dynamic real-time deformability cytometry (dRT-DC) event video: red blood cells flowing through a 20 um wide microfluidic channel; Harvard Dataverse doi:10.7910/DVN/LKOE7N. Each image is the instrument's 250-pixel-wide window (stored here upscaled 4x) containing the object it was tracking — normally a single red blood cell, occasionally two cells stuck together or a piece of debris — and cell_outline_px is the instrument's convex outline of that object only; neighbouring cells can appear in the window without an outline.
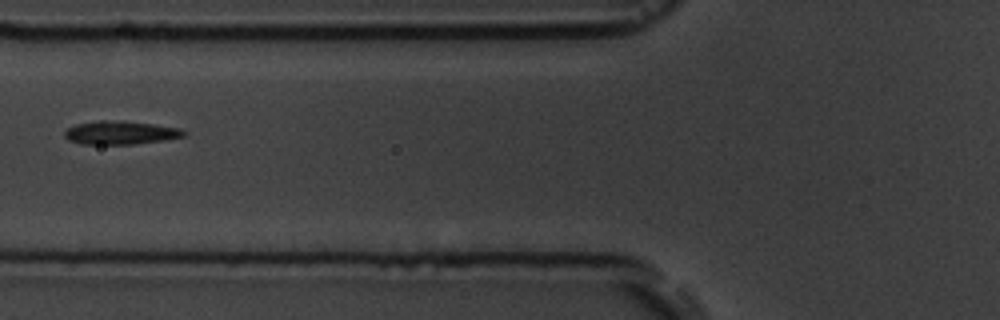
{"species": "common noctule bat (a hibernating species)", "species_latin": "Nyctalus noctula", "temperature_condition": "room temperature", "stored_images_in_passage": 4, "camera_frame_rate_fps": 3000, "um_per_image_px": 0.085, "animal": {"sex": "male", "body_mass_g": 19.5, "forearm_length_mm": 54.6}, "frame": {"image": 1, "passage_image": 3, "time_ms": 2.333, "image_size_px": [1000, 320], "cell_outline_px": [[188, 132], [184, 136], [164, 140], [132, 144], [80, 144], [68, 140], [64, 136], [64, 132], [68, 128], [76, 124], [100, 120], [124, 120], [180, 128]], "centroid_in_image_um": [10.23, 11.27], "position_along_channel_um": 115.6, "area_um2": 16.36}}
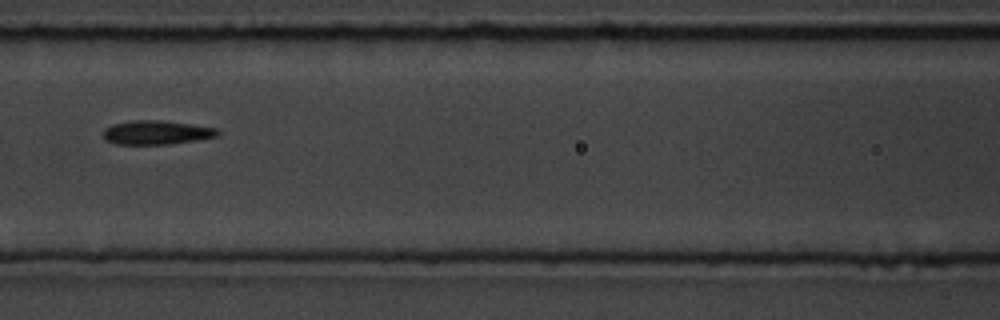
{"frame": {"image": 2, "passage_image": 4, "time_ms": 3.333, "image_size_px": [1000, 320], "cell_outline_px": [[220, 136], [196, 140], [168, 144], [116, 144], [104, 140], [104, 128], [112, 124], [132, 120], [160, 120], [192, 124], [216, 128], [220, 132]], "centroid_in_image_um": [13.3, 11.26], "position_along_channel_um": 153.3, "area_um2": 16.07}}